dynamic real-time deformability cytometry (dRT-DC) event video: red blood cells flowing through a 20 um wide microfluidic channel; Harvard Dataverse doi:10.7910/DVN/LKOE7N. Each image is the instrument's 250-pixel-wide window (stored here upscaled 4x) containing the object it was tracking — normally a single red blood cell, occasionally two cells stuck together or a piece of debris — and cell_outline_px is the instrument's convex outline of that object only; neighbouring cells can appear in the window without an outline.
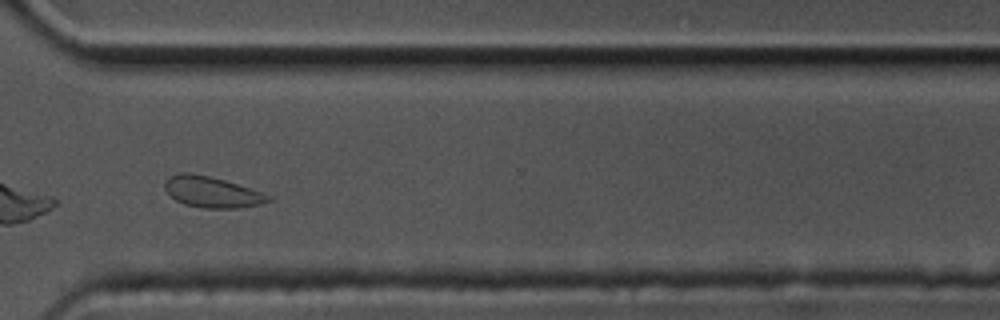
{"species": "common noctule bat (a hibernating species)", "species_latin": "Nyctalus noctula", "temperature_condition": "cold", "stored_images_in_passage": 53, "segment_of_instrument_passage": [2, 2], "camera_frame_rate_fps": 3000, "um_per_image_px": 0.085, "animal": {"sex": "male", "body_mass_g": 17.5, "forearm_length_mm": 52.3}, "frame": {"image": 1, "passage_image": 39, "time_ms": 12.667, "image_size_px": [1000, 320], "cell_outline_px": [[272, 200], [260, 204], [240, 208], [204, 208], [184, 204], [176, 200], [164, 188], [164, 180], [168, 176], [180, 172], [188, 172], [208, 176], [224, 180], [272, 196]], "centroid_in_image_um": [17.98, 16.32], "position_along_channel_um": 352.6, "area_um2": 18.55}}